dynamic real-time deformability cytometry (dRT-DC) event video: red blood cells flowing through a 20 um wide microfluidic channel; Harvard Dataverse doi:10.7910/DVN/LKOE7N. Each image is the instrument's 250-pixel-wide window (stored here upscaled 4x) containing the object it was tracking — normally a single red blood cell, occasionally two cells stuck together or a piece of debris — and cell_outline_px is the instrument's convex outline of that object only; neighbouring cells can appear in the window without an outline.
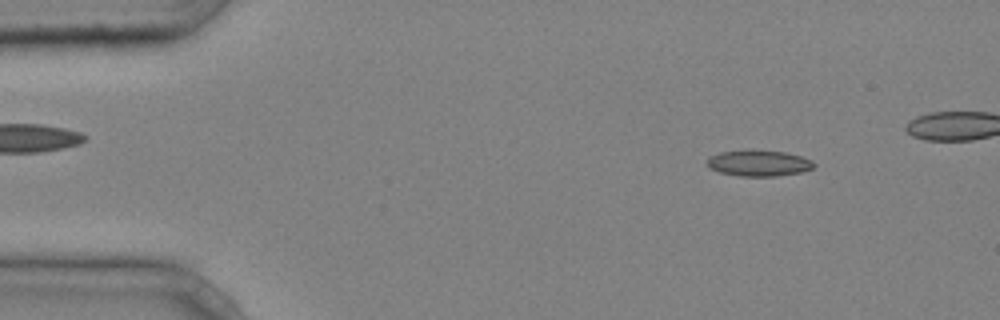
{"species": "common noctule bat (a hibernating species)", "species_latin": "Nyctalus noctula", "temperature_condition": "cold", "stored_images_in_passage": 39, "camera_frame_rate_fps": 3000, "um_per_image_px": 0.085, "animal": {"sex": "male", "body_mass_g": 20.4}, "frame": {"image": 1, "passage_image": 3, "time_ms": 0.667, "image_size_px": [1000, 320], "cell_outline_px": [[816, 164], [812, 168], [800, 172], [776, 176], [740, 176], [720, 172], [708, 168], [708, 156], [720, 152], [748, 148], [784, 152], [800, 156], [812, 160]], "centroid_in_image_um": [64.46, 13.84], "position_along_channel_um": 20.5, "area_um2": 16.47}}
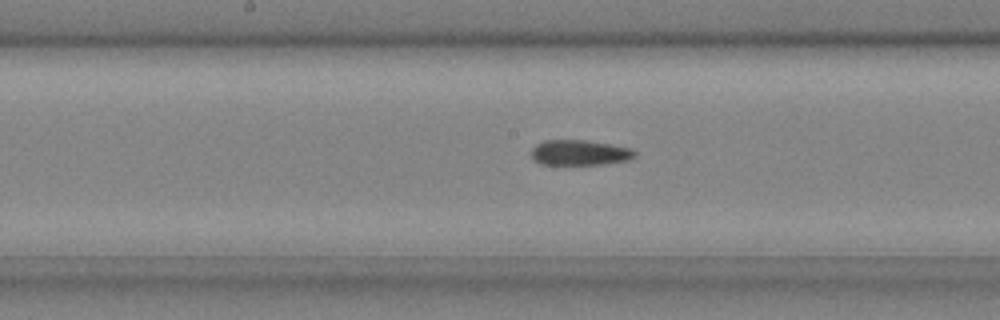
{"frame": {"image": 2, "passage_image": 21, "time_ms": 6.667, "image_size_px": [1000, 320], "cell_outline_px": [[636, 156], [628, 160], [600, 164], [540, 164], [532, 160], [532, 148], [536, 144], [544, 140], [584, 140], [632, 148], [636, 152]], "centroid_in_image_um": [49.25, 12.97], "position_along_channel_um": 199.0, "area_um2": 15.2}}
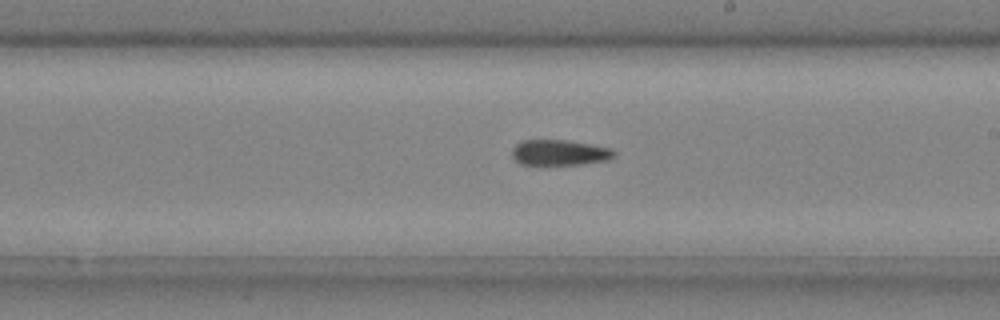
{"frame": {"image": 3, "passage_image": 24, "time_ms": 7.667, "image_size_px": [1000, 320], "cell_outline_px": [[616, 156], [608, 160], [580, 164], [520, 164], [512, 156], [512, 148], [516, 144], [524, 140], [564, 140], [612, 148], [616, 152]], "centroid_in_image_um": [47.58, 12.97], "position_along_channel_um": 241.4, "area_um2": 15.09}}